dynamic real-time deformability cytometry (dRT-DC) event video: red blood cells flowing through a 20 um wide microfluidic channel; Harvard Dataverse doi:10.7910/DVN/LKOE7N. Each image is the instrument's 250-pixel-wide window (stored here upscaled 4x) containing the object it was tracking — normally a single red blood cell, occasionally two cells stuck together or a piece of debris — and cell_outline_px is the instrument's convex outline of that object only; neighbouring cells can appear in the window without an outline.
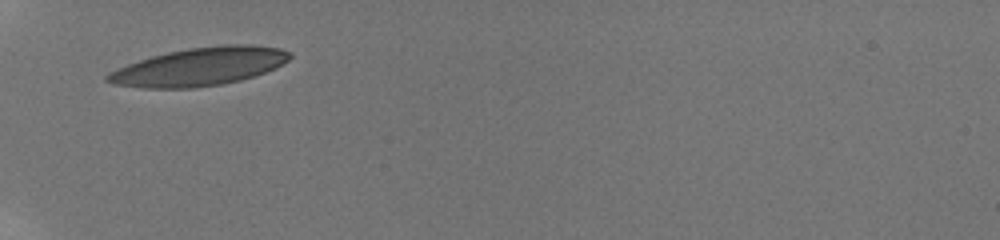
{"species": "human", "species_latin": "Homo sapiens", "temperature_condition": "room temperature", "stored_images_in_passage": 26, "camera_frame_rate_fps": 3000, "um_per_image_px": 0.085, "donor": {"sex": "male"}, "frame": {"image": 1, "passage_image": 1, "time_ms": 0.0, "image_size_px": [1000, 240], "cell_outline_px": [[292, 56], [288, 60], [276, 68], [240, 80], [220, 84], [196, 88], [144, 88], [116, 84], [104, 80], [104, 76], [108, 72], [128, 64], [152, 56], [168, 52], [188, 48], [224, 44], [252, 44], [280, 48], [292, 52]], "centroid_in_image_um": [16.97, 5.66], "position_along_channel_um": 68.0, "area_um2": 40.46}}
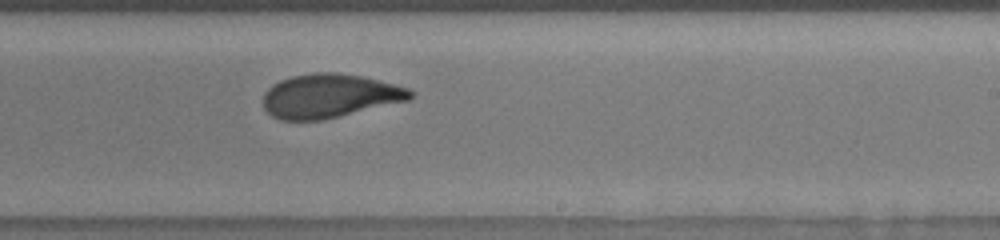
{"frame": {"image": 2, "passage_image": 16, "time_ms": 5.333, "image_size_px": [1000, 240], "cell_outline_px": [[416, 92], [408, 100], [320, 120], [280, 120], [272, 116], [264, 108], [264, 92], [272, 84], [280, 80], [292, 76], [312, 72], [336, 72], [360, 76], [380, 80], [408, 88]], "centroid_in_image_um": [27.99, 8.14], "position_along_channel_um": 261.0, "area_um2": 37.4}}
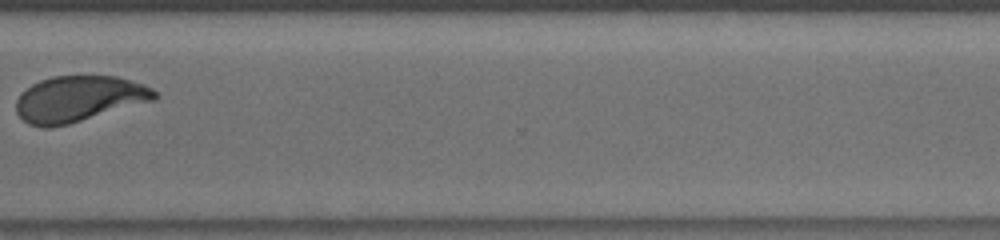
{"frame": {"image": 3, "passage_image": 22, "time_ms": 8.0, "image_size_px": [1000, 240], "cell_outline_px": [[160, 96], [156, 100], [68, 124], [48, 128], [44, 128], [28, 124], [16, 112], [16, 100], [20, 92], [32, 84], [40, 80], [52, 76], [116, 76], [132, 80], [144, 84], [152, 88]], "centroid_in_image_um": [6.7, 8.4], "position_along_channel_um": 363.9, "area_um2": 37.28}, "authors_computed_cell_mechanics": {"area_um2": 38.2636, "velocity_mm_per_s": 3.8557, "shape_relaxation_time_tau1_ms": 3.7694, "shape_relaxation_time_tau2_ms": 1.2955, "deformation_change_tau1": 0.1795, "deformation_change_tau2": 0.0759}}